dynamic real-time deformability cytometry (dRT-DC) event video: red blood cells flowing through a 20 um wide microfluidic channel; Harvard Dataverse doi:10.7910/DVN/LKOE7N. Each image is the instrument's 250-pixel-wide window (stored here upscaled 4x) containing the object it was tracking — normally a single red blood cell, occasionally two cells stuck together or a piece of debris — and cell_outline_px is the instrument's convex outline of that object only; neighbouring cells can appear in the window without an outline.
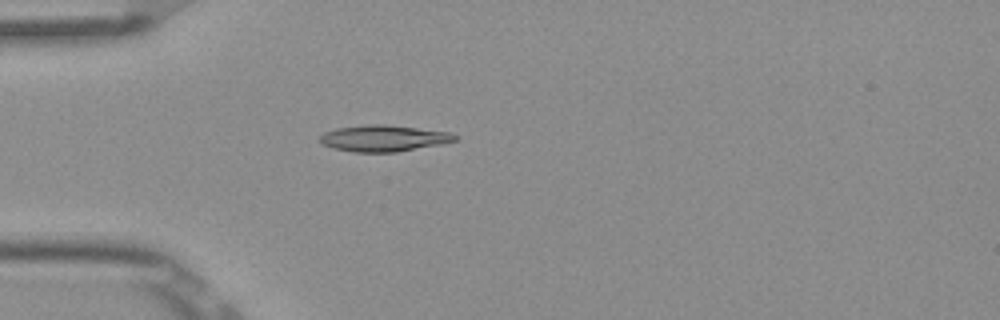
{"species": "Egyptian fruit bat (a non-hibernating species)", "species_latin": "Rousettus aegyptiacus", "temperature_condition": "room temperature", "stored_images_in_passage": 42, "camera_frame_rate_fps": 3000, "um_per_image_px": 0.085, "frame": {"image": 1, "passage_image": 5, "time_ms": 1.333, "image_size_px": [1000, 320], "cell_outline_px": [[460, 136], [456, 140], [444, 144], [396, 152], [352, 152], [332, 148], [320, 144], [320, 136], [324, 132], [336, 128], [372, 124], [384, 124], [448, 132]], "centroid_in_image_um": [32.6, 11.76], "position_along_channel_um": 52.4, "area_um2": 20.81}}
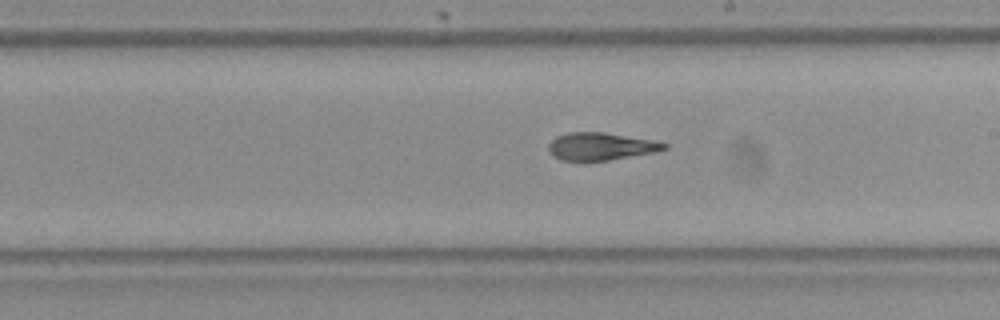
{"frame": {"image": 2, "passage_image": 20, "time_ms": 6.333, "image_size_px": [1000, 320], "cell_outline_px": [[668, 148], [656, 152], [608, 160], [560, 160], [552, 156], [548, 148], [548, 144], [556, 136], [568, 132], [604, 132], [652, 140], [668, 144]], "centroid_in_image_um": [51.05, 12.44], "position_along_channel_um": 237.9, "area_um2": 18.5}}
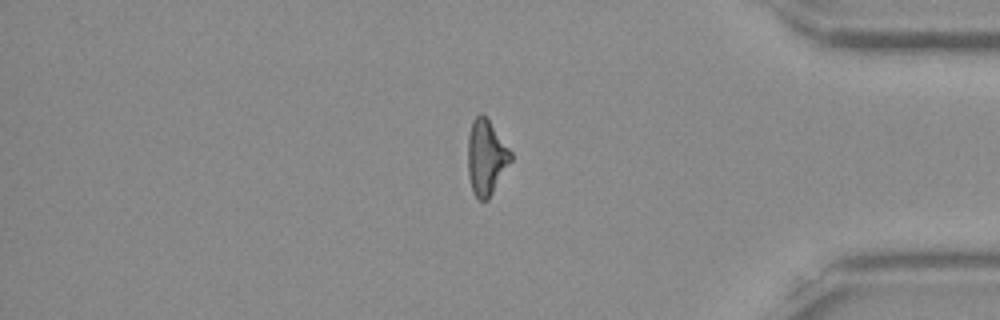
{"frame": {"image": 3, "passage_image": 34, "time_ms": 11.0, "image_size_px": [1000, 320], "cell_outline_px": [[512, 160], [488, 200], [480, 200], [472, 192], [468, 176], [468, 136], [472, 120], [480, 112], [488, 120], [512, 152]], "centroid_in_image_um": [41.31, 13.39], "position_along_channel_um": 393.9, "area_um2": 18.73}, "authors_computed_cell_mechanics": {"area_um2": 19.3052, "velocity_mm_per_s": 3.8985, "shape_relaxation_time_tau1_ms": null, "shape_relaxation_time_tau2_ms": 2.527, "deformation_change_tau1": null, "deformation_change_tau2": 0.0939}}